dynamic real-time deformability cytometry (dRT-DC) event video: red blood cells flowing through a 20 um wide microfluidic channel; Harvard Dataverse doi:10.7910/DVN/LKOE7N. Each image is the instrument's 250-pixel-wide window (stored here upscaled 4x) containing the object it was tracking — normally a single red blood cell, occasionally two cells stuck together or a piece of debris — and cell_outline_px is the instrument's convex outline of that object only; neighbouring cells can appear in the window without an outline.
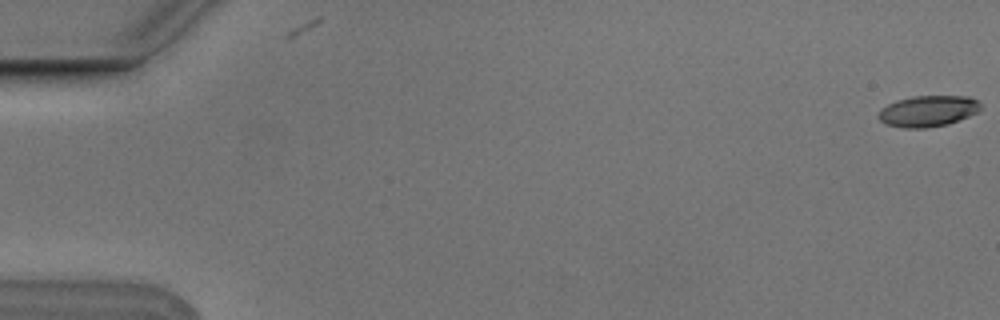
{"species": "Egyptian fruit bat (a non-hibernating species)", "species_latin": "Rousettus aegyptiacus", "temperature_condition": "cold", "stored_images_in_passage": 7, "camera_frame_rate_fps": 3000, "um_per_image_px": 0.085, "animal": {"sex": "male"}, "frame": {"image": 1, "passage_image": 1, "time_ms": 0.0, "image_size_px": [1000, 320], "cell_outline_px": [[980, 108], [976, 112], [968, 116], [948, 124], [924, 128], [904, 128], [884, 124], [876, 116], [880, 108], [896, 100], [912, 96], [968, 96], [976, 100], [980, 104]], "centroid_in_image_um": [78.81, 9.44], "position_along_channel_um": 6.2, "area_um2": 18.55}}